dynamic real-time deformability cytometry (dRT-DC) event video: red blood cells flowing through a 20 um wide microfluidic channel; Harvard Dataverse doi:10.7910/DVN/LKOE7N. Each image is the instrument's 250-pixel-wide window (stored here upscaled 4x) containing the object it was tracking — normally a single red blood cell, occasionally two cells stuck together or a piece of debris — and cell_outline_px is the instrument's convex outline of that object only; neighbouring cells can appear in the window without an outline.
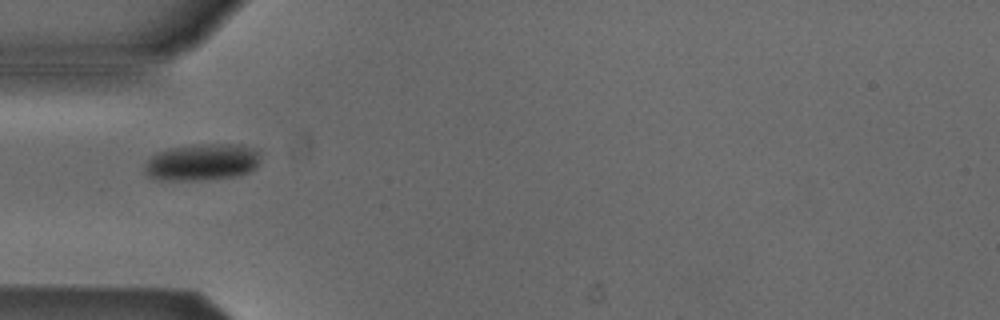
{"species": "Egyptian fruit bat (a non-hibernating species)", "species_latin": "Rousettus aegyptiacus", "temperature_condition": "cold", "stored_images_in_passage": 4, "camera_frame_rate_fps": 3000, "um_per_image_px": 0.085, "animal": {"sex": "male"}, "frame": {"image": 1, "passage_image": 1, "time_ms": 0.0, "image_size_px": [1000, 320], "cell_outline_px": [[256, 168], [248, 172], [236, 176], [200, 180], [156, 180], [148, 176], [144, 172], [144, 168], [148, 160], [156, 152], [168, 148], [192, 144], [240, 144], [252, 148], [256, 152]], "centroid_in_image_um": [17.09, 13.78], "position_along_channel_um": 67.9, "area_um2": 24.74}}
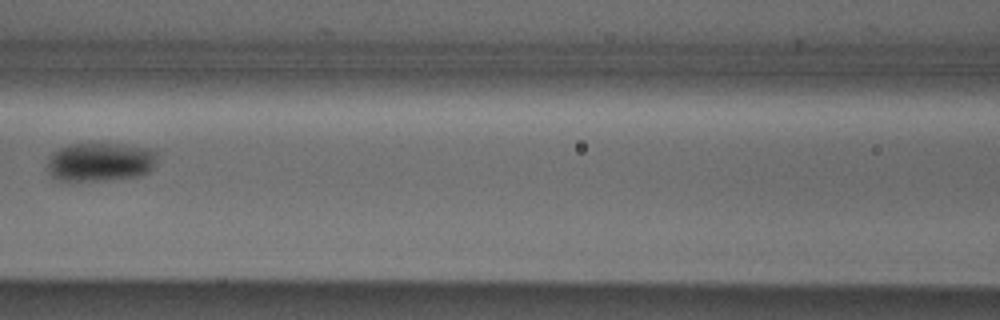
{"frame": {"image": 2, "passage_image": 3, "time_ms": 2.333, "image_size_px": [1000, 320], "cell_outline_px": [[156, 156], [152, 168], [148, 172], [136, 176], [104, 180], [56, 180], [48, 172], [48, 160], [52, 152], [68, 144], [124, 144], [148, 148], [156, 152]], "centroid_in_image_um": [8.49, 13.75], "position_along_channel_um": 158.1, "area_um2": 24.57}}
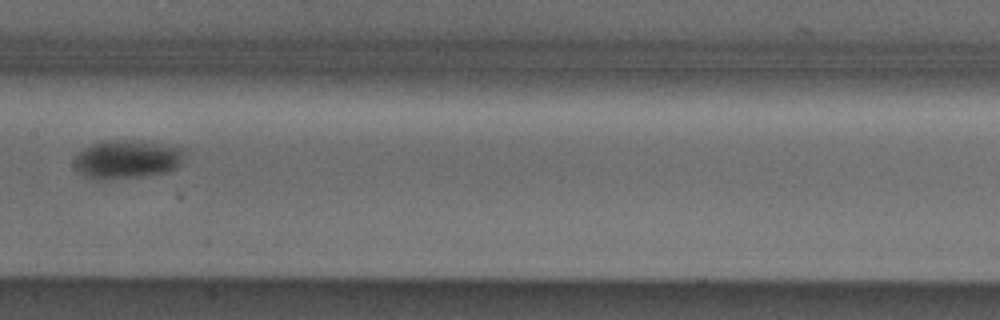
{"frame": {"image": 3, "passage_image": 4, "time_ms": 3.333, "image_size_px": [1000, 320], "cell_outline_px": [[184, 152], [180, 164], [176, 168], [168, 172], [144, 176], [100, 180], [96, 180], [84, 176], [76, 168], [76, 156], [84, 148], [92, 144], [108, 140], [132, 140], [180, 148]], "centroid_in_image_um": [10.77, 13.56], "position_along_channel_um": 196.6, "area_um2": 24.33}}